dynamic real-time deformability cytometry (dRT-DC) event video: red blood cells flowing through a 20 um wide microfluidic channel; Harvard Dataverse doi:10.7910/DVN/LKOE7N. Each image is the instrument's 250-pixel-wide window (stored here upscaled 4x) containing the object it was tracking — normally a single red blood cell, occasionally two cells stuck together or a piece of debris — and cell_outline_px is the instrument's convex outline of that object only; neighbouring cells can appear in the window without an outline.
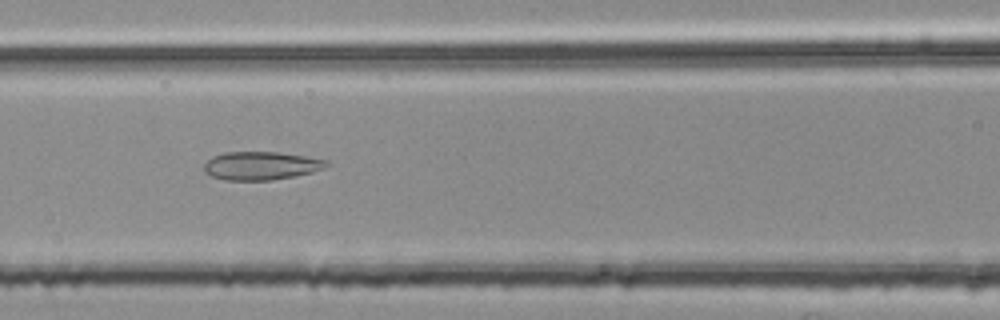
{"species": "common noctule bat (a hibernating species)", "species_latin": "Nyctalus noctula", "temperature_condition": "room temperature", "stored_images_in_passage": 34, "camera_frame_rate_fps": 3000, "um_per_image_px": 0.085, "animal": {"sex": "female", "body_mass_g": 25.1}, "frame": {"image": 1, "passage_image": 9, "time_ms": 2.667, "image_size_px": [1000, 320], "cell_outline_px": [[328, 164], [312, 172], [296, 176], [272, 180], [224, 180], [212, 176], [204, 172], [204, 164], [212, 156], [224, 152], [276, 152], [308, 156], [328, 160]], "centroid_in_image_um": [22.16, 14.08], "position_along_channel_um": 144.4, "area_um2": 20.17}}
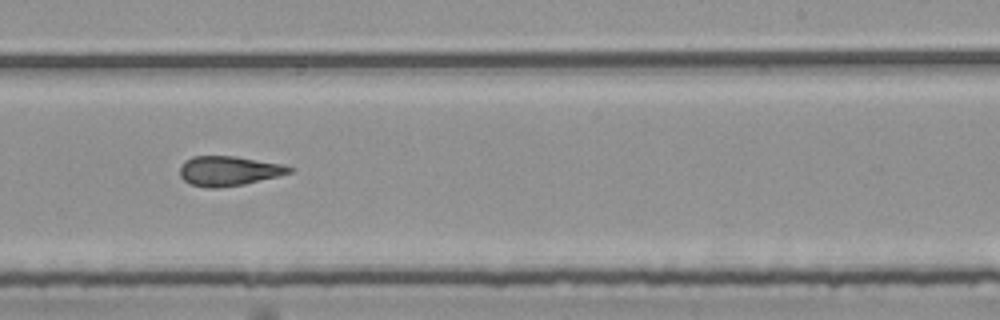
{"frame": {"image": 2, "passage_image": 19, "time_ms": 6.0, "image_size_px": [1000, 320], "cell_outline_px": [[292, 172], [280, 176], [244, 184], [220, 188], [204, 188], [192, 184], [184, 180], [180, 176], [180, 168], [184, 160], [192, 156], [236, 156], [284, 164], [292, 168]], "centroid_in_image_um": [19.45, 14.53], "position_along_channel_um": 269.6, "area_um2": 19.13}}
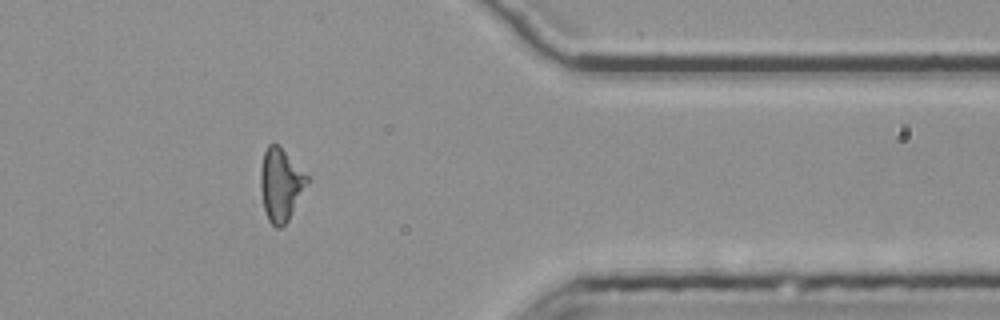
{"frame": {"image": 3, "passage_image": 30, "time_ms": 9.667, "image_size_px": [1000, 320], "cell_outline_px": [[308, 184], [288, 220], [280, 228], [276, 228], [268, 220], [264, 208], [260, 188], [260, 168], [264, 152], [268, 144], [276, 144], [308, 176]], "centroid_in_image_um": [23.84, 15.72], "position_along_channel_um": 387.6, "area_um2": 19.36}, "authors_computed_cell_mechanics": {"area_um2": 19.2763, "velocity_mm_per_s": 3.7641, "shape_relaxation_time_tau1_ms": null, "shape_relaxation_time_tau2_ms": 3.1405, "deformation_change_tau1": null, "deformation_change_tau2": 0.14}}